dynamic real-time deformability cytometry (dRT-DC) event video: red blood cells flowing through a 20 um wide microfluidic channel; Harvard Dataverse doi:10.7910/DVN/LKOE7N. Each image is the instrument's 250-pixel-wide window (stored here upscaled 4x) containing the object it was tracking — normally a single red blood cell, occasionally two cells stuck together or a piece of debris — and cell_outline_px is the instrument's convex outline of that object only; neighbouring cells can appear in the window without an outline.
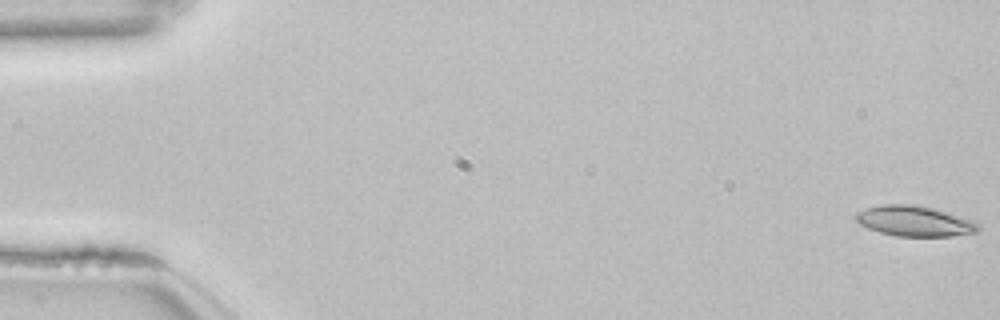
{"species": "common noctule bat (a hibernating species)", "species_latin": "Nyctalus noctula", "temperature_condition": "room temperature", "stored_images_in_passage": 54, "camera_frame_rate_fps": 3000, "um_per_image_px": 0.085, "animal": {"sex": "female", "body_mass_g": 22.7, "forearm_length_mm": 54.2}, "frame": {"image": 1, "passage_image": 1, "time_ms": 0.0, "image_size_px": [1000, 320], "cell_outline_px": [[980, 228], [976, 232], [952, 236], [896, 236], [880, 232], [868, 228], [860, 224], [856, 220], [856, 212], [880, 204], [912, 204], [932, 208], [972, 220], [980, 224]], "centroid_in_image_um": [77.73, 18.79], "position_along_channel_um": 7.3, "area_um2": 21.5}}
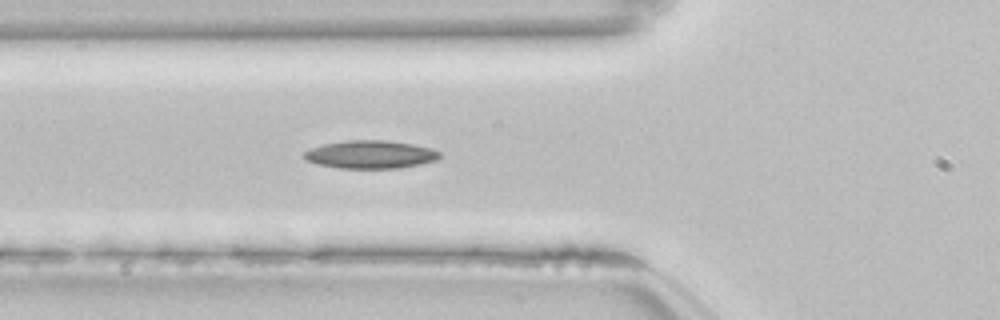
{"frame": {"image": 2, "passage_image": 20, "time_ms": 6.333, "image_size_px": [1000, 320], "cell_outline_px": [[440, 156], [436, 160], [420, 164], [396, 168], [340, 168], [320, 164], [308, 160], [304, 156], [304, 152], [312, 148], [324, 144], [348, 140], [384, 140], [412, 144], [432, 148], [440, 152]], "centroid_in_image_um": [31.53, 13.12], "position_along_channel_um": 94.3, "area_um2": 21.79}}
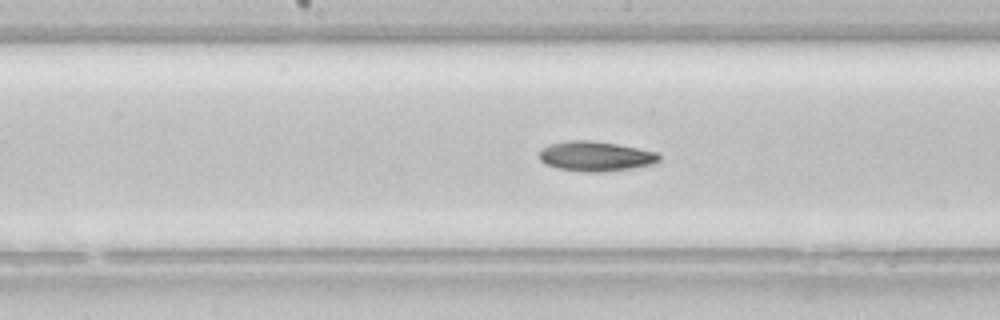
{"frame": {"image": 3, "passage_image": 28, "time_ms": 9.0, "image_size_px": [1000, 320], "cell_outline_px": [[660, 160], [652, 164], [632, 168], [604, 172], [580, 172], [556, 168], [544, 164], [540, 160], [540, 148], [548, 144], [568, 140], [588, 140], [616, 144], [656, 152], [660, 156]], "centroid_in_image_um": [50.56, 13.29], "position_along_channel_um": 197.6, "area_um2": 20.98}}